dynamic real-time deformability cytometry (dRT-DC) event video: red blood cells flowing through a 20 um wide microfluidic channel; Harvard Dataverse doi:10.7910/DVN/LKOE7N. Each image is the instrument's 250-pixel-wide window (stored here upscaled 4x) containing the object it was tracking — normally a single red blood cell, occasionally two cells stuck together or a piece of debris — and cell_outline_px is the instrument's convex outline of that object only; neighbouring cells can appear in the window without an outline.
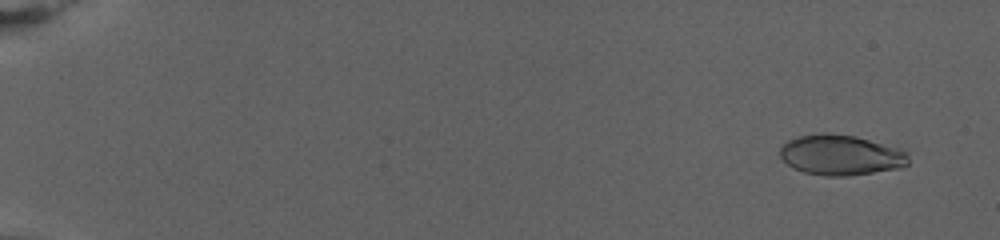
{"species": "human", "species_latin": "Homo sapiens", "temperature_condition": "warm", "stored_images_in_passage": 81, "camera_frame_rate_fps": 3000, "um_per_image_px": 0.085, "donor": {"sex": "female"}, "frame": {"image": 1, "passage_image": 6, "time_ms": 1.667, "image_size_px": [1000, 240], "cell_outline_px": [[908, 164], [900, 168], [848, 176], [824, 176], [804, 172], [792, 168], [780, 156], [780, 148], [788, 140], [800, 136], [856, 136], [896, 148], [904, 152], [908, 156]], "centroid_in_image_um": [71.46, 13.23], "position_along_channel_um": 13.5, "area_um2": 29.19}}
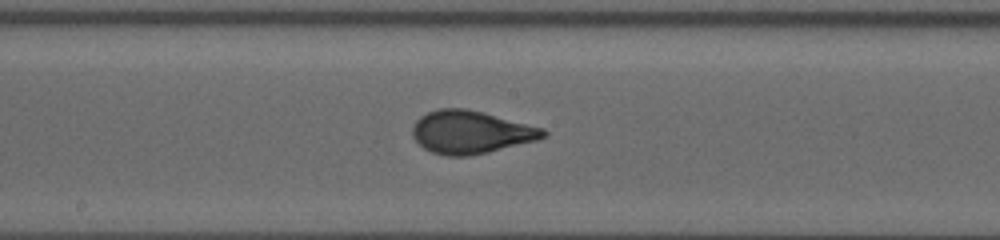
{"frame": {"image": 2, "passage_image": 47, "time_ms": 15.333, "image_size_px": [1000, 240], "cell_outline_px": [[548, 132], [544, 136], [536, 140], [488, 152], [468, 156], [444, 156], [432, 152], [424, 148], [412, 136], [412, 128], [416, 120], [420, 116], [428, 112], [440, 108], [464, 108], [544, 128]], "centroid_in_image_um": [39.98, 11.24], "position_along_channel_um": 208.2, "area_um2": 32.31}}
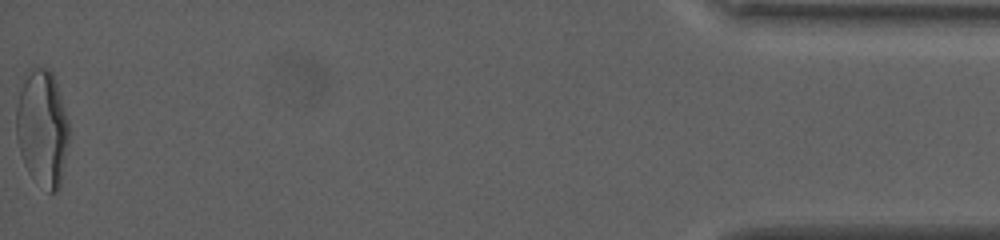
{"frame": {"image": 3, "passage_image": 81, "time_ms": 26.667, "image_size_px": [1000, 240], "cell_outline_px": [[68, 144], [60, 188], [56, 192], [48, 192], [28, 172], [24, 164], [20, 152], [16, 136], [16, 108], [20, 92], [28, 68], [48, 68], [52, 72], [68, 120]], "centroid_in_image_um": [3.59, 10.92], "position_along_channel_um": 431.6, "area_um2": 35.6}, "authors_computed_cell_mechanics": {"area_um2": 31.212, "velocity_mm_per_s": 2.7048, "shape_relaxation_time_tau1_ms": 6.8043, "shape_relaxation_time_tau2_ms": null, "deformation_change_tau1": 0.2378, "deformation_change_tau2": null}}